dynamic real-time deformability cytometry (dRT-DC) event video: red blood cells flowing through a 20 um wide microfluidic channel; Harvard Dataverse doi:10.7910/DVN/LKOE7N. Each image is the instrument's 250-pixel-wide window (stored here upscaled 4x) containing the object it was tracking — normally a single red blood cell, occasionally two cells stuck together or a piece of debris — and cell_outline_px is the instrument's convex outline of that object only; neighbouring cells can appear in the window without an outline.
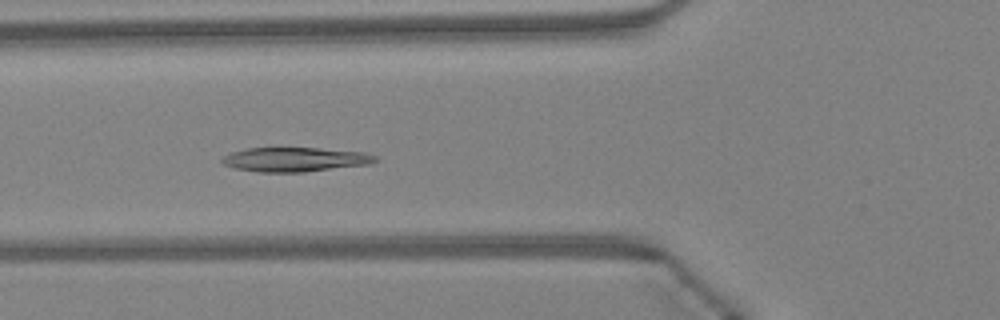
{"species": "Egyptian fruit bat (a non-hibernating species)", "species_latin": "Rousettus aegyptiacus", "temperature_condition": "warm", "stored_images_in_passage": 48, "camera_frame_rate_fps": 3000, "um_per_image_px": 0.085, "animal": {"sex": "female"}, "frame": {"image": 1, "passage_image": 18, "time_ms": 5.667, "image_size_px": [1000, 320], "cell_outline_px": [[380, 160], [368, 164], [304, 172], [256, 172], [236, 168], [224, 164], [220, 160], [224, 156], [232, 152], [248, 148], [276, 144], [364, 152], [376, 156]], "centroid_in_image_um": [25.04, 13.5], "position_along_channel_um": 100.8, "area_um2": 22.66}}
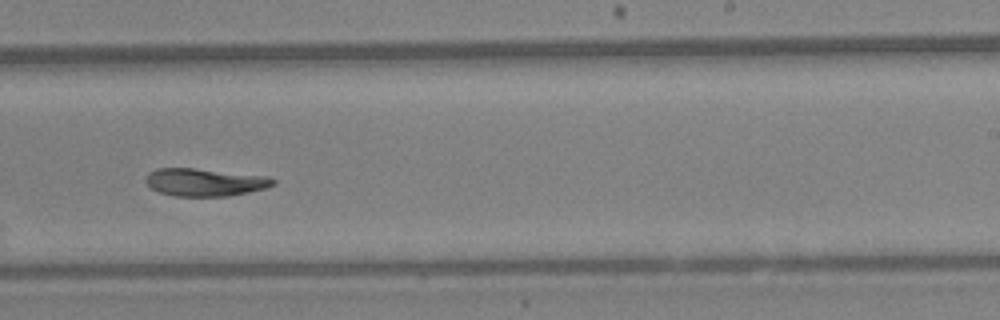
{"frame": {"image": 2, "passage_image": 30, "time_ms": 9.667, "image_size_px": [1000, 320], "cell_outline_px": [[276, 184], [264, 188], [248, 192], [228, 196], [176, 196], [160, 192], [152, 188], [144, 180], [148, 172], [156, 168], [196, 168], [268, 176], [276, 180]], "centroid_in_image_um": [17.41, 15.48], "position_along_channel_um": 271.6, "area_um2": 20.58}}
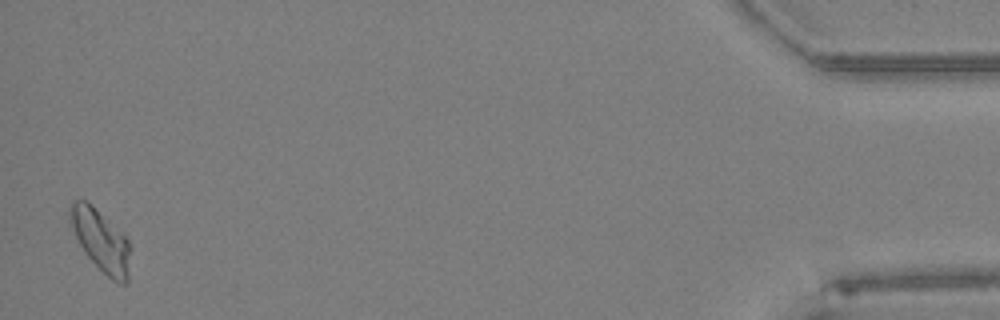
{"frame": {"image": 3, "passage_image": 47, "time_ms": 15.333, "image_size_px": [1000, 320], "cell_outline_px": [[132, 248], [128, 284], [120, 284], [112, 280], [84, 252], [68, 224], [68, 208], [72, 200], [84, 200], [124, 236], [128, 240]], "centroid_in_image_um": [8.56, 20.49], "position_along_channel_um": 426.6, "area_um2": 21.56}, "authors_computed_cell_mechanics": {"area_um2": 21.2415, "velocity_mm_per_s": 4.289, "shape_relaxation_time_tau1_ms": 5.3939, "shape_relaxation_time_tau2_ms": null, "deformation_change_tau1": 0.1696, "deformation_change_tau2": null}}